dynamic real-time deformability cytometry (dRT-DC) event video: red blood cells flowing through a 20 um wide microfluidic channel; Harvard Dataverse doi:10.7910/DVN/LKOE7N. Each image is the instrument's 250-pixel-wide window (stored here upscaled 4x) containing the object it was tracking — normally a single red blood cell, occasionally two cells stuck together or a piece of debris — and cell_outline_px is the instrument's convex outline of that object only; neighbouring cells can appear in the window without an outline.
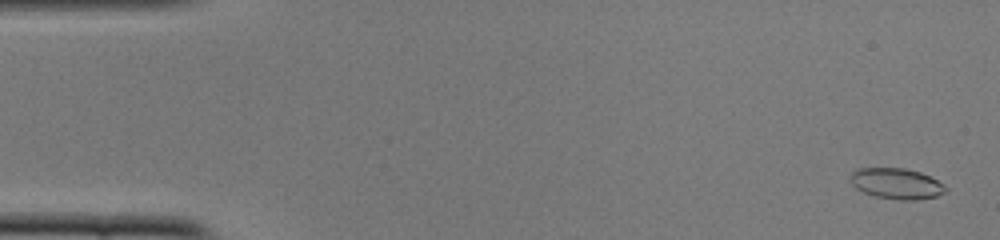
{"species": "common noctule bat (a hibernating species)", "species_latin": "Nyctalus noctula", "temperature_condition": "cold", "stored_images_in_passage": 51, "camera_frame_rate_fps": 3000, "um_per_image_px": 0.085, "animal": {"sex": "female", "body_mass_g": 22.0, "forearm_length_mm": 56.7}, "frame": {"image": 1, "passage_image": 2, "time_ms": 0.333, "image_size_px": [1000, 240], "cell_outline_px": [[948, 188], [944, 192], [936, 196], [916, 200], [900, 200], [876, 196], [864, 192], [856, 188], [852, 184], [852, 172], [856, 168], [904, 168], [920, 172], [944, 184]], "centroid_in_image_um": [76.21, 15.6], "position_along_channel_um": 8.8, "area_um2": 16.88}}
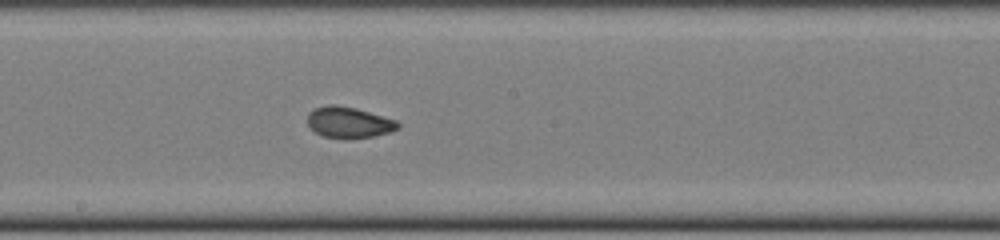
{"frame": {"image": 2, "passage_image": 28, "time_ms": 9.0, "image_size_px": [1000, 240], "cell_outline_px": [[400, 124], [396, 128], [388, 132], [372, 136], [344, 140], [324, 136], [316, 132], [308, 124], [308, 112], [312, 108], [328, 104], [336, 104], [356, 108], [396, 120]], "centroid_in_image_um": [29.6, 10.39], "position_along_channel_um": 218.6, "area_um2": 16.42}}
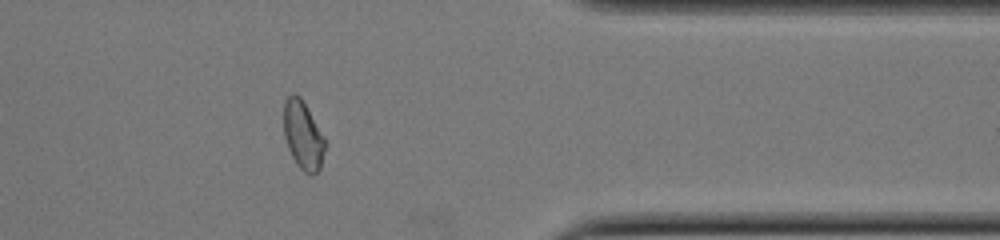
{"frame": {"image": 3, "passage_image": 42, "time_ms": 13.667, "image_size_px": [1000, 240], "cell_outline_px": [[324, 148], [320, 168], [312, 176], [308, 176], [296, 164], [288, 148], [284, 136], [284, 100], [292, 92], [300, 96], [324, 136]], "centroid_in_image_um": [25.73, 11.5], "position_along_channel_um": 385.7, "area_um2": 16.36}, "authors_computed_cell_mechanics": {"area_um2": 16.762, "velocity_mm_per_s": 3.9178, "shape_relaxation_time_tau1_ms": null, "shape_relaxation_time_tau2_ms": 1.2612, "deformation_change_tau1": null, "deformation_change_tau2": 0.0524}}